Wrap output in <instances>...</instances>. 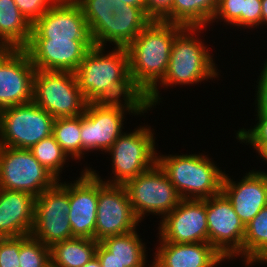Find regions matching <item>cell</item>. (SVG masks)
Masks as SVG:
<instances>
[{"label": "cell", "mask_w": 267, "mask_h": 267, "mask_svg": "<svg viewBox=\"0 0 267 267\" xmlns=\"http://www.w3.org/2000/svg\"><path fill=\"white\" fill-rule=\"evenodd\" d=\"M217 6V0H173L172 9L161 21L204 28L213 21Z\"/></svg>", "instance_id": "obj_25"}, {"label": "cell", "mask_w": 267, "mask_h": 267, "mask_svg": "<svg viewBox=\"0 0 267 267\" xmlns=\"http://www.w3.org/2000/svg\"><path fill=\"white\" fill-rule=\"evenodd\" d=\"M80 178L69 185L70 211L68 220L74 237L95 240L98 206V177L85 169Z\"/></svg>", "instance_id": "obj_19"}, {"label": "cell", "mask_w": 267, "mask_h": 267, "mask_svg": "<svg viewBox=\"0 0 267 267\" xmlns=\"http://www.w3.org/2000/svg\"><path fill=\"white\" fill-rule=\"evenodd\" d=\"M57 180L29 149L0 146V189L37 197L59 182Z\"/></svg>", "instance_id": "obj_8"}, {"label": "cell", "mask_w": 267, "mask_h": 267, "mask_svg": "<svg viewBox=\"0 0 267 267\" xmlns=\"http://www.w3.org/2000/svg\"><path fill=\"white\" fill-rule=\"evenodd\" d=\"M56 4L78 3L79 0H53Z\"/></svg>", "instance_id": "obj_44"}, {"label": "cell", "mask_w": 267, "mask_h": 267, "mask_svg": "<svg viewBox=\"0 0 267 267\" xmlns=\"http://www.w3.org/2000/svg\"><path fill=\"white\" fill-rule=\"evenodd\" d=\"M20 267H47L51 264V249L31 235L21 244Z\"/></svg>", "instance_id": "obj_30"}, {"label": "cell", "mask_w": 267, "mask_h": 267, "mask_svg": "<svg viewBox=\"0 0 267 267\" xmlns=\"http://www.w3.org/2000/svg\"><path fill=\"white\" fill-rule=\"evenodd\" d=\"M124 4L139 7L146 13V1L145 0H115V7L121 6Z\"/></svg>", "instance_id": "obj_39"}, {"label": "cell", "mask_w": 267, "mask_h": 267, "mask_svg": "<svg viewBox=\"0 0 267 267\" xmlns=\"http://www.w3.org/2000/svg\"><path fill=\"white\" fill-rule=\"evenodd\" d=\"M54 118L34 101L0 111V146L30 149L52 135Z\"/></svg>", "instance_id": "obj_7"}, {"label": "cell", "mask_w": 267, "mask_h": 267, "mask_svg": "<svg viewBox=\"0 0 267 267\" xmlns=\"http://www.w3.org/2000/svg\"><path fill=\"white\" fill-rule=\"evenodd\" d=\"M92 40L30 39L24 48L36 70L75 72Z\"/></svg>", "instance_id": "obj_16"}, {"label": "cell", "mask_w": 267, "mask_h": 267, "mask_svg": "<svg viewBox=\"0 0 267 267\" xmlns=\"http://www.w3.org/2000/svg\"><path fill=\"white\" fill-rule=\"evenodd\" d=\"M83 267H101V263H100L98 257L95 255Z\"/></svg>", "instance_id": "obj_40"}, {"label": "cell", "mask_w": 267, "mask_h": 267, "mask_svg": "<svg viewBox=\"0 0 267 267\" xmlns=\"http://www.w3.org/2000/svg\"><path fill=\"white\" fill-rule=\"evenodd\" d=\"M78 4L83 11L88 26L93 21H103L109 17H114L115 0H79Z\"/></svg>", "instance_id": "obj_31"}, {"label": "cell", "mask_w": 267, "mask_h": 267, "mask_svg": "<svg viewBox=\"0 0 267 267\" xmlns=\"http://www.w3.org/2000/svg\"><path fill=\"white\" fill-rule=\"evenodd\" d=\"M32 24L14 0H0V48L24 49L30 40Z\"/></svg>", "instance_id": "obj_24"}, {"label": "cell", "mask_w": 267, "mask_h": 267, "mask_svg": "<svg viewBox=\"0 0 267 267\" xmlns=\"http://www.w3.org/2000/svg\"><path fill=\"white\" fill-rule=\"evenodd\" d=\"M20 12L33 25L50 7L53 0H14Z\"/></svg>", "instance_id": "obj_35"}, {"label": "cell", "mask_w": 267, "mask_h": 267, "mask_svg": "<svg viewBox=\"0 0 267 267\" xmlns=\"http://www.w3.org/2000/svg\"><path fill=\"white\" fill-rule=\"evenodd\" d=\"M210 160L197 154L157 156L181 199H206L221 192L224 172Z\"/></svg>", "instance_id": "obj_3"}, {"label": "cell", "mask_w": 267, "mask_h": 267, "mask_svg": "<svg viewBox=\"0 0 267 267\" xmlns=\"http://www.w3.org/2000/svg\"><path fill=\"white\" fill-rule=\"evenodd\" d=\"M267 248V205L245 226L242 256L252 262Z\"/></svg>", "instance_id": "obj_27"}, {"label": "cell", "mask_w": 267, "mask_h": 267, "mask_svg": "<svg viewBox=\"0 0 267 267\" xmlns=\"http://www.w3.org/2000/svg\"><path fill=\"white\" fill-rule=\"evenodd\" d=\"M124 187L134 214L140 221L148 212L164 218L181 200L175 186L158 164L128 180Z\"/></svg>", "instance_id": "obj_11"}, {"label": "cell", "mask_w": 267, "mask_h": 267, "mask_svg": "<svg viewBox=\"0 0 267 267\" xmlns=\"http://www.w3.org/2000/svg\"><path fill=\"white\" fill-rule=\"evenodd\" d=\"M221 192L246 226L267 205V173L251 171L238 183L225 173Z\"/></svg>", "instance_id": "obj_20"}, {"label": "cell", "mask_w": 267, "mask_h": 267, "mask_svg": "<svg viewBox=\"0 0 267 267\" xmlns=\"http://www.w3.org/2000/svg\"><path fill=\"white\" fill-rule=\"evenodd\" d=\"M69 211V184L57 182L35 197L34 226L30 235L50 248L73 238Z\"/></svg>", "instance_id": "obj_10"}, {"label": "cell", "mask_w": 267, "mask_h": 267, "mask_svg": "<svg viewBox=\"0 0 267 267\" xmlns=\"http://www.w3.org/2000/svg\"><path fill=\"white\" fill-rule=\"evenodd\" d=\"M98 177V206L96 214L95 240L126 234L136 230L140 220L135 216L124 185L107 184Z\"/></svg>", "instance_id": "obj_12"}, {"label": "cell", "mask_w": 267, "mask_h": 267, "mask_svg": "<svg viewBox=\"0 0 267 267\" xmlns=\"http://www.w3.org/2000/svg\"><path fill=\"white\" fill-rule=\"evenodd\" d=\"M29 236L0 238V267H20V246Z\"/></svg>", "instance_id": "obj_32"}, {"label": "cell", "mask_w": 267, "mask_h": 267, "mask_svg": "<svg viewBox=\"0 0 267 267\" xmlns=\"http://www.w3.org/2000/svg\"><path fill=\"white\" fill-rule=\"evenodd\" d=\"M244 0H220L213 17L222 18L228 24L241 27V13L243 12Z\"/></svg>", "instance_id": "obj_34"}, {"label": "cell", "mask_w": 267, "mask_h": 267, "mask_svg": "<svg viewBox=\"0 0 267 267\" xmlns=\"http://www.w3.org/2000/svg\"><path fill=\"white\" fill-rule=\"evenodd\" d=\"M258 123L251 129L246 131V129H240L237 132L236 138L254 146L255 150H258L263 144L267 143V114L258 113L257 115Z\"/></svg>", "instance_id": "obj_33"}, {"label": "cell", "mask_w": 267, "mask_h": 267, "mask_svg": "<svg viewBox=\"0 0 267 267\" xmlns=\"http://www.w3.org/2000/svg\"><path fill=\"white\" fill-rule=\"evenodd\" d=\"M127 110L134 115L144 113L146 100H124V104L87 103L81 114V157L85 151L102 149L106 152L111 148L122 134L123 114Z\"/></svg>", "instance_id": "obj_4"}, {"label": "cell", "mask_w": 267, "mask_h": 267, "mask_svg": "<svg viewBox=\"0 0 267 267\" xmlns=\"http://www.w3.org/2000/svg\"><path fill=\"white\" fill-rule=\"evenodd\" d=\"M104 47L92 46L74 72L87 103L145 100L130 78L126 48L115 47L104 55Z\"/></svg>", "instance_id": "obj_2"}, {"label": "cell", "mask_w": 267, "mask_h": 267, "mask_svg": "<svg viewBox=\"0 0 267 267\" xmlns=\"http://www.w3.org/2000/svg\"><path fill=\"white\" fill-rule=\"evenodd\" d=\"M135 230L104 238L96 248L101 267H145L146 250Z\"/></svg>", "instance_id": "obj_23"}, {"label": "cell", "mask_w": 267, "mask_h": 267, "mask_svg": "<svg viewBox=\"0 0 267 267\" xmlns=\"http://www.w3.org/2000/svg\"><path fill=\"white\" fill-rule=\"evenodd\" d=\"M267 262V248L252 262Z\"/></svg>", "instance_id": "obj_43"}, {"label": "cell", "mask_w": 267, "mask_h": 267, "mask_svg": "<svg viewBox=\"0 0 267 267\" xmlns=\"http://www.w3.org/2000/svg\"><path fill=\"white\" fill-rule=\"evenodd\" d=\"M35 72L25 49L0 48V111L33 101Z\"/></svg>", "instance_id": "obj_14"}, {"label": "cell", "mask_w": 267, "mask_h": 267, "mask_svg": "<svg viewBox=\"0 0 267 267\" xmlns=\"http://www.w3.org/2000/svg\"><path fill=\"white\" fill-rule=\"evenodd\" d=\"M47 267H55V266L51 263Z\"/></svg>", "instance_id": "obj_45"}, {"label": "cell", "mask_w": 267, "mask_h": 267, "mask_svg": "<svg viewBox=\"0 0 267 267\" xmlns=\"http://www.w3.org/2000/svg\"><path fill=\"white\" fill-rule=\"evenodd\" d=\"M259 24H262L261 0H244L243 12L241 13V26L250 28L259 26Z\"/></svg>", "instance_id": "obj_36"}, {"label": "cell", "mask_w": 267, "mask_h": 267, "mask_svg": "<svg viewBox=\"0 0 267 267\" xmlns=\"http://www.w3.org/2000/svg\"><path fill=\"white\" fill-rule=\"evenodd\" d=\"M208 243L225 259L242 255L245 225L227 197L219 194L205 199Z\"/></svg>", "instance_id": "obj_13"}, {"label": "cell", "mask_w": 267, "mask_h": 267, "mask_svg": "<svg viewBox=\"0 0 267 267\" xmlns=\"http://www.w3.org/2000/svg\"><path fill=\"white\" fill-rule=\"evenodd\" d=\"M160 222L159 238L172 243L208 242L205 199H181Z\"/></svg>", "instance_id": "obj_15"}, {"label": "cell", "mask_w": 267, "mask_h": 267, "mask_svg": "<svg viewBox=\"0 0 267 267\" xmlns=\"http://www.w3.org/2000/svg\"><path fill=\"white\" fill-rule=\"evenodd\" d=\"M262 2V23L267 24V0H261Z\"/></svg>", "instance_id": "obj_41"}, {"label": "cell", "mask_w": 267, "mask_h": 267, "mask_svg": "<svg viewBox=\"0 0 267 267\" xmlns=\"http://www.w3.org/2000/svg\"><path fill=\"white\" fill-rule=\"evenodd\" d=\"M146 14L152 20H161L171 9L173 0H145Z\"/></svg>", "instance_id": "obj_37"}, {"label": "cell", "mask_w": 267, "mask_h": 267, "mask_svg": "<svg viewBox=\"0 0 267 267\" xmlns=\"http://www.w3.org/2000/svg\"><path fill=\"white\" fill-rule=\"evenodd\" d=\"M35 197L0 189V238L30 235L34 226Z\"/></svg>", "instance_id": "obj_22"}, {"label": "cell", "mask_w": 267, "mask_h": 267, "mask_svg": "<svg viewBox=\"0 0 267 267\" xmlns=\"http://www.w3.org/2000/svg\"><path fill=\"white\" fill-rule=\"evenodd\" d=\"M267 60V59H266ZM266 63V64H265ZM264 63L263 71L261 72L258 82L257 91V113L267 114V62Z\"/></svg>", "instance_id": "obj_38"}, {"label": "cell", "mask_w": 267, "mask_h": 267, "mask_svg": "<svg viewBox=\"0 0 267 267\" xmlns=\"http://www.w3.org/2000/svg\"><path fill=\"white\" fill-rule=\"evenodd\" d=\"M113 13L114 17L89 25L95 46L104 47L110 41L126 48L152 20L141 8L127 4L115 7Z\"/></svg>", "instance_id": "obj_18"}, {"label": "cell", "mask_w": 267, "mask_h": 267, "mask_svg": "<svg viewBox=\"0 0 267 267\" xmlns=\"http://www.w3.org/2000/svg\"><path fill=\"white\" fill-rule=\"evenodd\" d=\"M36 160L43 165L50 173H52L59 181V173L67 159V154L57 143L53 135L42 139L40 142L32 146L30 149Z\"/></svg>", "instance_id": "obj_29"}, {"label": "cell", "mask_w": 267, "mask_h": 267, "mask_svg": "<svg viewBox=\"0 0 267 267\" xmlns=\"http://www.w3.org/2000/svg\"><path fill=\"white\" fill-rule=\"evenodd\" d=\"M98 241L73 237L54 244L51 249V263L55 267H83L95 256Z\"/></svg>", "instance_id": "obj_26"}, {"label": "cell", "mask_w": 267, "mask_h": 267, "mask_svg": "<svg viewBox=\"0 0 267 267\" xmlns=\"http://www.w3.org/2000/svg\"><path fill=\"white\" fill-rule=\"evenodd\" d=\"M52 135L67 156L81 158V115L55 118Z\"/></svg>", "instance_id": "obj_28"}, {"label": "cell", "mask_w": 267, "mask_h": 267, "mask_svg": "<svg viewBox=\"0 0 267 267\" xmlns=\"http://www.w3.org/2000/svg\"><path fill=\"white\" fill-rule=\"evenodd\" d=\"M257 151L259 155L262 157V159L267 161V143L263 144Z\"/></svg>", "instance_id": "obj_42"}, {"label": "cell", "mask_w": 267, "mask_h": 267, "mask_svg": "<svg viewBox=\"0 0 267 267\" xmlns=\"http://www.w3.org/2000/svg\"><path fill=\"white\" fill-rule=\"evenodd\" d=\"M30 39L92 40L78 3L54 4L33 25Z\"/></svg>", "instance_id": "obj_17"}, {"label": "cell", "mask_w": 267, "mask_h": 267, "mask_svg": "<svg viewBox=\"0 0 267 267\" xmlns=\"http://www.w3.org/2000/svg\"><path fill=\"white\" fill-rule=\"evenodd\" d=\"M154 135L148 127H139L132 133H122L107 151L111 152L115 179L107 184L124 185L157 164ZM110 181V182H109Z\"/></svg>", "instance_id": "obj_9"}, {"label": "cell", "mask_w": 267, "mask_h": 267, "mask_svg": "<svg viewBox=\"0 0 267 267\" xmlns=\"http://www.w3.org/2000/svg\"><path fill=\"white\" fill-rule=\"evenodd\" d=\"M200 29L202 27H184L175 36L168 69L160 84L167 87L173 84H194L218 75L207 47L193 37L195 34L192 33Z\"/></svg>", "instance_id": "obj_5"}, {"label": "cell", "mask_w": 267, "mask_h": 267, "mask_svg": "<svg viewBox=\"0 0 267 267\" xmlns=\"http://www.w3.org/2000/svg\"><path fill=\"white\" fill-rule=\"evenodd\" d=\"M160 240L151 267H215L225 260L208 242L172 243Z\"/></svg>", "instance_id": "obj_21"}, {"label": "cell", "mask_w": 267, "mask_h": 267, "mask_svg": "<svg viewBox=\"0 0 267 267\" xmlns=\"http://www.w3.org/2000/svg\"><path fill=\"white\" fill-rule=\"evenodd\" d=\"M183 28L179 24L151 20L126 47L130 78L145 97L147 110L161 99L157 83L167 72L173 40Z\"/></svg>", "instance_id": "obj_1"}, {"label": "cell", "mask_w": 267, "mask_h": 267, "mask_svg": "<svg viewBox=\"0 0 267 267\" xmlns=\"http://www.w3.org/2000/svg\"><path fill=\"white\" fill-rule=\"evenodd\" d=\"M33 101L54 119L84 113L87 102L73 72L36 70Z\"/></svg>", "instance_id": "obj_6"}]
</instances>
